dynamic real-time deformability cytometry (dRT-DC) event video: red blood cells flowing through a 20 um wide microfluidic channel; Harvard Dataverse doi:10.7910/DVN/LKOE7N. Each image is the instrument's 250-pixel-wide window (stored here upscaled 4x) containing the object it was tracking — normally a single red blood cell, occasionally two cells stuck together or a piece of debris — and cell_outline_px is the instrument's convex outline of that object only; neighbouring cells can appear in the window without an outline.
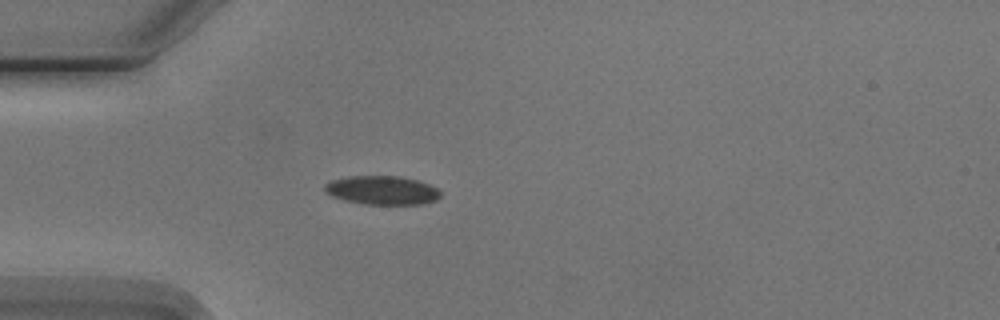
{"species": "Egyptian fruit bat (a non-hibernating species)", "species_latin": "Rousettus aegyptiacus", "temperature_condition": "cold", "stored_images_in_passage": 3, "camera_frame_rate_fps": 3000, "um_per_image_px": 0.085, "animal": {"sex": "male"}, "frame": {"image": 1, "passage_image": 3, "time_ms": 3.0, "image_size_px": [1000, 320], "cell_outline_px": [[440, 196], [436, 200], [424, 204], [364, 204], [344, 200], [332, 196], [324, 192], [324, 184], [332, 180], [348, 176], [396, 176], [416, 180], [428, 184], [436, 188], [440, 192]], "centroid_in_image_um": [32.44, 16.17], "position_along_channel_um": 52.6, "area_um2": 19.36}}